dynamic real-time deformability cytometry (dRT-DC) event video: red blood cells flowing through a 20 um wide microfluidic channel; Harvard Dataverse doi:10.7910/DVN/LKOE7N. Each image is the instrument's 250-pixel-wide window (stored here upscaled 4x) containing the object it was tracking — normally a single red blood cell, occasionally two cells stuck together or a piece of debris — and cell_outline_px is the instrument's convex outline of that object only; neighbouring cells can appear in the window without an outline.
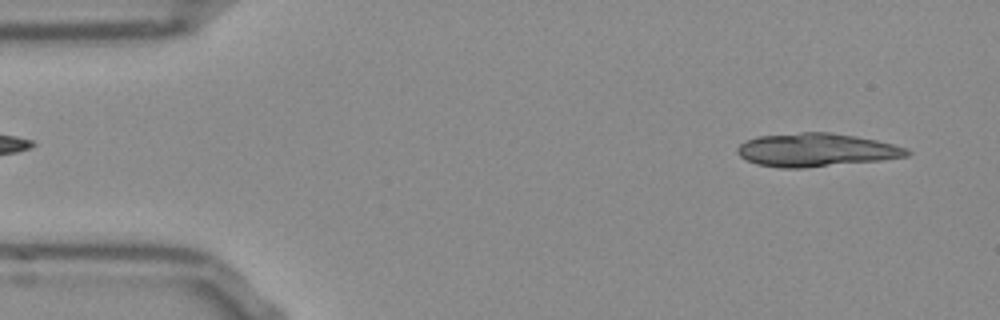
{"species": "Egyptian fruit bat (a non-hibernating species)", "species_latin": "Rousettus aegyptiacus", "temperature_condition": "room temperature", "stored_images_in_passage": 34, "segment_of_instrument_passage": [1, 2], "camera_frame_rate_fps": 3000, "um_per_image_px": 0.085, "frame": {"image": 1, "passage_image": 2, "time_ms": 0.333, "image_size_px": [1000, 320], "cell_outline_px": [[912, 152], [908, 156], [880, 160], [804, 168], [780, 168], [756, 164], [740, 156], [736, 152], [736, 148], [744, 140], [756, 136], [800, 132], [828, 132], [856, 136], [876, 140], [908, 148]], "centroid_in_image_um": [69.34, 12.74], "position_along_channel_um": 15.7, "area_um2": 33.06}}